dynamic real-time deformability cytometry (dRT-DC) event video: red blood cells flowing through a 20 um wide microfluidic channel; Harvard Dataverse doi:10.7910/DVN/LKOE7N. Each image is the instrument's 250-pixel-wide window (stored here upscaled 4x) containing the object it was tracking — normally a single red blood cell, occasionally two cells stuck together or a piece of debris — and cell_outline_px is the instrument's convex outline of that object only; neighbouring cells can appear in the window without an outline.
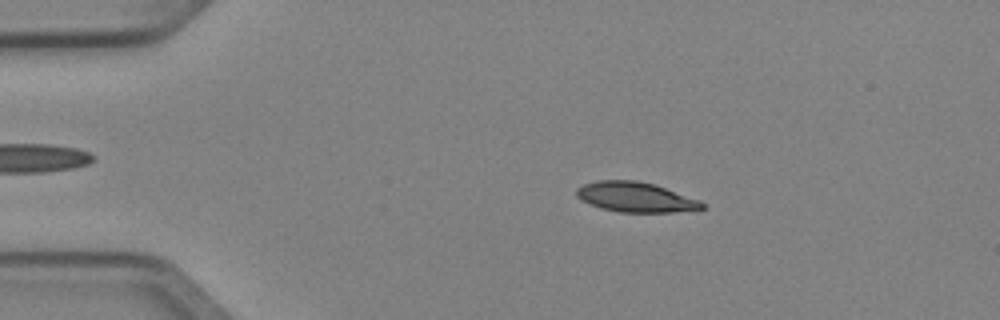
{"species": "Egyptian fruit bat (a non-hibernating species)", "species_latin": "Rousettus aegyptiacus", "temperature_condition": "cold", "stored_images_in_passage": 50, "camera_frame_rate_fps": 3000, "um_per_image_px": 0.085, "animal": {"sex": "female"}, "frame": {"image": 1, "passage_image": 9, "time_ms": 2.667, "image_size_px": [1000, 320], "cell_outline_px": [[704, 208], [672, 212], [620, 212], [600, 208], [580, 200], [576, 196], [576, 188], [584, 184], [596, 180], [636, 180], [652, 184], [700, 200], [704, 204]], "centroid_in_image_um": [53.96, 16.75], "position_along_channel_um": 31.0, "area_um2": 21.73}}
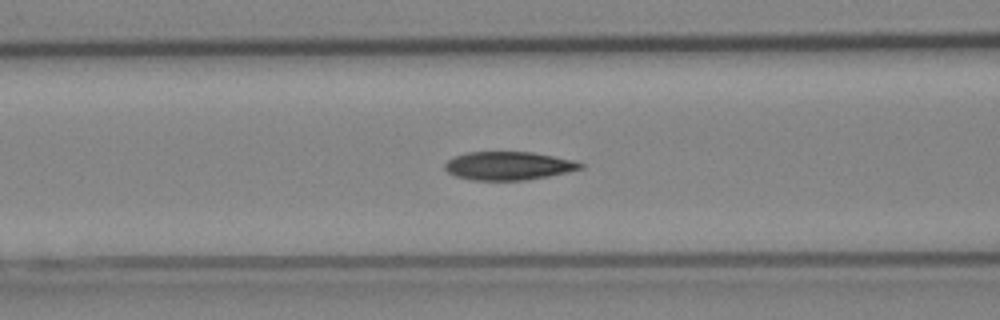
{"frame": {"image": 2, "passage_image": 20, "time_ms": 6.333, "image_size_px": [1000, 320], "cell_outline_px": [[584, 168], [548, 176], [524, 180], [472, 180], [456, 176], [448, 172], [444, 168], [444, 164], [452, 156], [468, 152], [532, 152], [576, 160], [584, 164]], "centroid_in_image_um": [43.22, 14.08], "position_along_channel_um": 123.4, "area_um2": 22.48}}
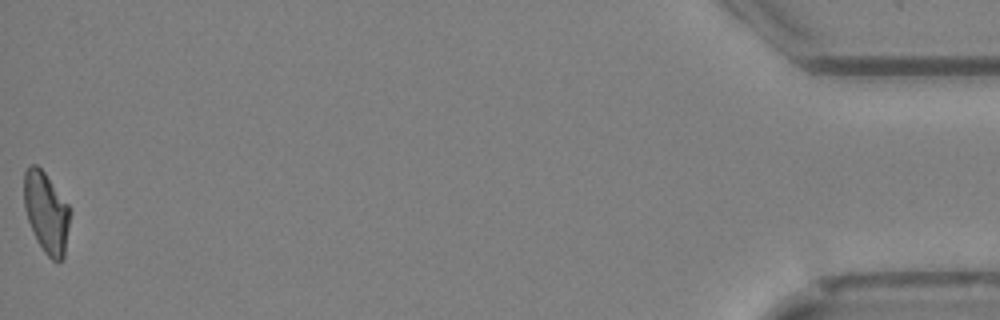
{"frame": {"image": 3, "passage_image": 50, "time_ms": 16.333, "image_size_px": [1000, 320], "cell_outline_px": [[72, 212], [64, 256], [60, 260], [52, 260], [44, 252], [36, 240], [28, 220], [24, 208], [24, 172], [32, 164], [36, 164], [44, 172], [68, 204]], "centroid_in_image_um": [3.95, 18.07], "position_along_channel_um": 431.3, "area_um2": 21.73}, "authors_computed_cell_mechanics": {"area_um2": 22.2819, "velocity_mm_per_s": 4.0418, "shape_relaxation_time_tau1_ms": 6.7415, "shape_relaxation_time_tau2_ms": 3.475, "deformation_change_tau1": 0.1765, "deformation_change_tau2": 0.0839}}